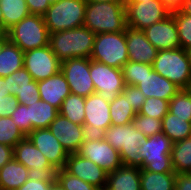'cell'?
Returning <instances> with one entry per match:
<instances>
[{
	"label": "cell",
	"mask_w": 191,
	"mask_h": 190,
	"mask_svg": "<svg viewBox=\"0 0 191 190\" xmlns=\"http://www.w3.org/2000/svg\"><path fill=\"white\" fill-rule=\"evenodd\" d=\"M95 34L86 26L50 33L49 45L62 62L72 58H90Z\"/></svg>",
	"instance_id": "cell-1"
},
{
	"label": "cell",
	"mask_w": 191,
	"mask_h": 190,
	"mask_svg": "<svg viewBox=\"0 0 191 190\" xmlns=\"http://www.w3.org/2000/svg\"><path fill=\"white\" fill-rule=\"evenodd\" d=\"M84 26L94 34L125 31L127 28L125 6L110 1L87 2Z\"/></svg>",
	"instance_id": "cell-2"
},
{
	"label": "cell",
	"mask_w": 191,
	"mask_h": 190,
	"mask_svg": "<svg viewBox=\"0 0 191 190\" xmlns=\"http://www.w3.org/2000/svg\"><path fill=\"white\" fill-rule=\"evenodd\" d=\"M102 136L114 149L119 151L122 165L133 167L142 165L140 146L147 136L138 131L131 123L111 125Z\"/></svg>",
	"instance_id": "cell-3"
},
{
	"label": "cell",
	"mask_w": 191,
	"mask_h": 190,
	"mask_svg": "<svg viewBox=\"0 0 191 190\" xmlns=\"http://www.w3.org/2000/svg\"><path fill=\"white\" fill-rule=\"evenodd\" d=\"M153 70L167 78L180 89L191 85V64L183 48L159 50L152 64Z\"/></svg>",
	"instance_id": "cell-4"
},
{
	"label": "cell",
	"mask_w": 191,
	"mask_h": 190,
	"mask_svg": "<svg viewBox=\"0 0 191 190\" xmlns=\"http://www.w3.org/2000/svg\"><path fill=\"white\" fill-rule=\"evenodd\" d=\"M7 34L23 52L49 45L50 33L42 15L30 14L10 28Z\"/></svg>",
	"instance_id": "cell-5"
},
{
	"label": "cell",
	"mask_w": 191,
	"mask_h": 190,
	"mask_svg": "<svg viewBox=\"0 0 191 190\" xmlns=\"http://www.w3.org/2000/svg\"><path fill=\"white\" fill-rule=\"evenodd\" d=\"M86 0H57L43 15L49 33L84 25Z\"/></svg>",
	"instance_id": "cell-6"
},
{
	"label": "cell",
	"mask_w": 191,
	"mask_h": 190,
	"mask_svg": "<svg viewBox=\"0 0 191 190\" xmlns=\"http://www.w3.org/2000/svg\"><path fill=\"white\" fill-rule=\"evenodd\" d=\"M172 146L173 142L162 131L147 137L140 146L143 163L139 168L156 173L174 172L171 160Z\"/></svg>",
	"instance_id": "cell-7"
},
{
	"label": "cell",
	"mask_w": 191,
	"mask_h": 190,
	"mask_svg": "<svg viewBox=\"0 0 191 190\" xmlns=\"http://www.w3.org/2000/svg\"><path fill=\"white\" fill-rule=\"evenodd\" d=\"M90 59L121 69L129 61L125 31L95 34Z\"/></svg>",
	"instance_id": "cell-8"
},
{
	"label": "cell",
	"mask_w": 191,
	"mask_h": 190,
	"mask_svg": "<svg viewBox=\"0 0 191 190\" xmlns=\"http://www.w3.org/2000/svg\"><path fill=\"white\" fill-rule=\"evenodd\" d=\"M13 157L29 169V179L56 182L57 170L27 136L14 146Z\"/></svg>",
	"instance_id": "cell-9"
},
{
	"label": "cell",
	"mask_w": 191,
	"mask_h": 190,
	"mask_svg": "<svg viewBox=\"0 0 191 190\" xmlns=\"http://www.w3.org/2000/svg\"><path fill=\"white\" fill-rule=\"evenodd\" d=\"M77 153L91 160L107 173L122 166L119 151L114 149L102 135H88Z\"/></svg>",
	"instance_id": "cell-10"
},
{
	"label": "cell",
	"mask_w": 191,
	"mask_h": 190,
	"mask_svg": "<svg viewBox=\"0 0 191 190\" xmlns=\"http://www.w3.org/2000/svg\"><path fill=\"white\" fill-rule=\"evenodd\" d=\"M90 77L95 92L99 93L107 102H111L116 95L125 88L122 70L90 59Z\"/></svg>",
	"instance_id": "cell-11"
},
{
	"label": "cell",
	"mask_w": 191,
	"mask_h": 190,
	"mask_svg": "<svg viewBox=\"0 0 191 190\" xmlns=\"http://www.w3.org/2000/svg\"><path fill=\"white\" fill-rule=\"evenodd\" d=\"M125 12L127 26L139 30H144L171 14L161 0L126 2Z\"/></svg>",
	"instance_id": "cell-12"
},
{
	"label": "cell",
	"mask_w": 191,
	"mask_h": 190,
	"mask_svg": "<svg viewBox=\"0 0 191 190\" xmlns=\"http://www.w3.org/2000/svg\"><path fill=\"white\" fill-rule=\"evenodd\" d=\"M23 67L33 80H45L61 70V61L51 50L50 45L24 52Z\"/></svg>",
	"instance_id": "cell-13"
},
{
	"label": "cell",
	"mask_w": 191,
	"mask_h": 190,
	"mask_svg": "<svg viewBox=\"0 0 191 190\" xmlns=\"http://www.w3.org/2000/svg\"><path fill=\"white\" fill-rule=\"evenodd\" d=\"M69 84L70 93L88 97L95 93L90 77V58H72L61 62L60 70Z\"/></svg>",
	"instance_id": "cell-14"
},
{
	"label": "cell",
	"mask_w": 191,
	"mask_h": 190,
	"mask_svg": "<svg viewBox=\"0 0 191 190\" xmlns=\"http://www.w3.org/2000/svg\"><path fill=\"white\" fill-rule=\"evenodd\" d=\"M109 105L96 92L85 98L84 127L88 135H102L112 125Z\"/></svg>",
	"instance_id": "cell-15"
},
{
	"label": "cell",
	"mask_w": 191,
	"mask_h": 190,
	"mask_svg": "<svg viewBox=\"0 0 191 190\" xmlns=\"http://www.w3.org/2000/svg\"><path fill=\"white\" fill-rule=\"evenodd\" d=\"M49 130L68 154L77 153L88 136L84 125L73 123L60 113L49 125Z\"/></svg>",
	"instance_id": "cell-16"
},
{
	"label": "cell",
	"mask_w": 191,
	"mask_h": 190,
	"mask_svg": "<svg viewBox=\"0 0 191 190\" xmlns=\"http://www.w3.org/2000/svg\"><path fill=\"white\" fill-rule=\"evenodd\" d=\"M27 137L56 170L64 168L69 154L49 128L34 129Z\"/></svg>",
	"instance_id": "cell-17"
},
{
	"label": "cell",
	"mask_w": 191,
	"mask_h": 190,
	"mask_svg": "<svg viewBox=\"0 0 191 190\" xmlns=\"http://www.w3.org/2000/svg\"><path fill=\"white\" fill-rule=\"evenodd\" d=\"M63 169L98 189H105L106 187L107 172L78 153L68 155Z\"/></svg>",
	"instance_id": "cell-18"
},
{
	"label": "cell",
	"mask_w": 191,
	"mask_h": 190,
	"mask_svg": "<svg viewBox=\"0 0 191 190\" xmlns=\"http://www.w3.org/2000/svg\"><path fill=\"white\" fill-rule=\"evenodd\" d=\"M147 40L159 51L180 48L178 29L172 13L143 30Z\"/></svg>",
	"instance_id": "cell-19"
},
{
	"label": "cell",
	"mask_w": 191,
	"mask_h": 190,
	"mask_svg": "<svg viewBox=\"0 0 191 190\" xmlns=\"http://www.w3.org/2000/svg\"><path fill=\"white\" fill-rule=\"evenodd\" d=\"M146 98L170 99L180 90L178 86L153 70V66L144 63V76L136 86Z\"/></svg>",
	"instance_id": "cell-20"
},
{
	"label": "cell",
	"mask_w": 191,
	"mask_h": 190,
	"mask_svg": "<svg viewBox=\"0 0 191 190\" xmlns=\"http://www.w3.org/2000/svg\"><path fill=\"white\" fill-rule=\"evenodd\" d=\"M125 37L129 61L152 65L158 50L147 40L143 30L127 26Z\"/></svg>",
	"instance_id": "cell-21"
},
{
	"label": "cell",
	"mask_w": 191,
	"mask_h": 190,
	"mask_svg": "<svg viewBox=\"0 0 191 190\" xmlns=\"http://www.w3.org/2000/svg\"><path fill=\"white\" fill-rule=\"evenodd\" d=\"M40 100L46 101L60 110L62 102L70 94L69 84L64 74H57L38 82Z\"/></svg>",
	"instance_id": "cell-22"
},
{
	"label": "cell",
	"mask_w": 191,
	"mask_h": 190,
	"mask_svg": "<svg viewBox=\"0 0 191 190\" xmlns=\"http://www.w3.org/2000/svg\"><path fill=\"white\" fill-rule=\"evenodd\" d=\"M106 190H141L140 168L124 166L107 173Z\"/></svg>",
	"instance_id": "cell-23"
},
{
	"label": "cell",
	"mask_w": 191,
	"mask_h": 190,
	"mask_svg": "<svg viewBox=\"0 0 191 190\" xmlns=\"http://www.w3.org/2000/svg\"><path fill=\"white\" fill-rule=\"evenodd\" d=\"M29 169L14 157L0 168V190H17L28 178Z\"/></svg>",
	"instance_id": "cell-24"
},
{
	"label": "cell",
	"mask_w": 191,
	"mask_h": 190,
	"mask_svg": "<svg viewBox=\"0 0 191 190\" xmlns=\"http://www.w3.org/2000/svg\"><path fill=\"white\" fill-rule=\"evenodd\" d=\"M109 106L112 125L129 124L137 114L128 101V85H125L121 94L115 96Z\"/></svg>",
	"instance_id": "cell-25"
},
{
	"label": "cell",
	"mask_w": 191,
	"mask_h": 190,
	"mask_svg": "<svg viewBox=\"0 0 191 190\" xmlns=\"http://www.w3.org/2000/svg\"><path fill=\"white\" fill-rule=\"evenodd\" d=\"M58 114L59 110L46 101L39 100L27 106L28 121L33 129L49 128Z\"/></svg>",
	"instance_id": "cell-26"
},
{
	"label": "cell",
	"mask_w": 191,
	"mask_h": 190,
	"mask_svg": "<svg viewBox=\"0 0 191 190\" xmlns=\"http://www.w3.org/2000/svg\"><path fill=\"white\" fill-rule=\"evenodd\" d=\"M24 52L10 40L0 51V77H6L23 67Z\"/></svg>",
	"instance_id": "cell-27"
},
{
	"label": "cell",
	"mask_w": 191,
	"mask_h": 190,
	"mask_svg": "<svg viewBox=\"0 0 191 190\" xmlns=\"http://www.w3.org/2000/svg\"><path fill=\"white\" fill-rule=\"evenodd\" d=\"M175 172L156 173L140 169L141 190H175Z\"/></svg>",
	"instance_id": "cell-28"
},
{
	"label": "cell",
	"mask_w": 191,
	"mask_h": 190,
	"mask_svg": "<svg viewBox=\"0 0 191 190\" xmlns=\"http://www.w3.org/2000/svg\"><path fill=\"white\" fill-rule=\"evenodd\" d=\"M3 13L4 33L30 15L26 0H0Z\"/></svg>",
	"instance_id": "cell-29"
},
{
	"label": "cell",
	"mask_w": 191,
	"mask_h": 190,
	"mask_svg": "<svg viewBox=\"0 0 191 190\" xmlns=\"http://www.w3.org/2000/svg\"><path fill=\"white\" fill-rule=\"evenodd\" d=\"M162 132L174 143L191 137V122L168 112L162 119Z\"/></svg>",
	"instance_id": "cell-30"
},
{
	"label": "cell",
	"mask_w": 191,
	"mask_h": 190,
	"mask_svg": "<svg viewBox=\"0 0 191 190\" xmlns=\"http://www.w3.org/2000/svg\"><path fill=\"white\" fill-rule=\"evenodd\" d=\"M171 160L175 173H191V137L173 143Z\"/></svg>",
	"instance_id": "cell-31"
},
{
	"label": "cell",
	"mask_w": 191,
	"mask_h": 190,
	"mask_svg": "<svg viewBox=\"0 0 191 190\" xmlns=\"http://www.w3.org/2000/svg\"><path fill=\"white\" fill-rule=\"evenodd\" d=\"M85 97L70 93L62 102L59 113L71 122L84 125Z\"/></svg>",
	"instance_id": "cell-32"
},
{
	"label": "cell",
	"mask_w": 191,
	"mask_h": 190,
	"mask_svg": "<svg viewBox=\"0 0 191 190\" xmlns=\"http://www.w3.org/2000/svg\"><path fill=\"white\" fill-rule=\"evenodd\" d=\"M169 112L180 118H187L191 122V92L180 89L169 101Z\"/></svg>",
	"instance_id": "cell-33"
},
{
	"label": "cell",
	"mask_w": 191,
	"mask_h": 190,
	"mask_svg": "<svg viewBox=\"0 0 191 190\" xmlns=\"http://www.w3.org/2000/svg\"><path fill=\"white\" fill-rule=\"evenodd\" d=\"M5 79H7L8 90L14 97L26 88L38 87V82L33 80L24 67L6 76Z\"/></svg>",
	"instance_id": "cell-34"
},
{
	"label": "cell",
	"mask_w": 191,
	"mask_h": 190,
	"mask_svg": "<svg viewBox=\"0 0 191 190\" xmlns=\"http://www.w3.org/2000/svg\"><path fill=\"white\" fill-rule=\"evenodd\" d=\"M26 135L16 126L11 116L0 117V143L13 147Z\"/></svg>",
	"instance_id": "cell-35"
},
{
	"label": "cell",
	"mask_w": 191,
	"mask_h": 190,
	"mask_svg": "<svg viewBox=\"0 0 191 190\" xmlns=\"http://www.w3.org/2000/svg\"><path fill=\"white\" fill-rule=\"evenodd\" d=\"M172 16L177 25L180 47L185 50L191 49V15L175 11Z\"/></svg>",
	"instance_id": "cell-36"
},
{
	"label": "cell",
	"mask_w": 191,
	"mask_h": 190,
	"mask_svg": "<svg viewBox=\"0 0 191 190\" xmlns=\"http://www.w3.org/2000/svg\"><path fill=\"white\" fill-rule=\"evenodd\" d=\"M169 112V101L160 98H146L142 108L138 112L141 115L150 116L156 119H163Z\"/></svg>",
	"instance_id": "cell-37"
},
{
	"label": "cell",
	"mask_w": 191,
	"mask_h": 190,
	"mask_svg": "<svg viewBox=\"0 0 191 190\" xmlns=\"http://www.w3.org/2000/svg\"><path fill=\"white\" fill-rule=\"evenodd\" d=\"M131 124L147 137L154 136L162 131V120L139 113L133 118Z\"/></svg>",
	"instance_id": "cell-38"
},
{
	"label": "cell",
	"mask_w": 191,
	"mask_h": 190,
	"mask_svg": "<svg viewBox=\"0 0 191 190\" xmlns=\"http://www.w3.org/2000/svg\"><path fill=\"white\" fill-rule=\"evenodd\" d=\"M56 181L65 190H99L97 187L69 174L63 168L56 171Z\"/></svg>",
	"instance_id": "cell-39"
},
{
	"label": "cell",
	"mask_w": 191,
	"mask_h": 190,
	"mask_svg": "<svg viewBox=\"0 0 191 190\" xmlns=\"http://www.w3.org/2000/svg\"><path fill=\"white\" fill-rule=\"evenodd\" d=\"M121 70L125 85L137 86L144 76V63L128 61Z\"/></svg>",
	"instance_id": "cell-40"
},
{
	"label": "cell",
	"mask_w": 191,
	"mask_h": 190,
	"mask_svg": "<svg viewBox=\"0 0 191 190\" xmlns=\"http://www.w3.org/2000/svg\"><path fill=\"white\" fill-rule=\"evenodd\" d=\"M11 118L26 136L34 130L30 121H28L27 106L19 103Z\"/></svg>",
	"instance_id": "cell-41"
},
{
	"label": "cell",
	"mask_w": 191,
	"mask_h": 190,
	"mask_svg": "<svg viewBox=\"0 0 191 190\" xmlns=\"http://www.w3.org/2000/svg\"><path fill=\"white\" fill-rule=\"evenodd\" d=\"M146 96L136 86L128 85V101L136 113L140 111Z\"/></svg>",
	"instance_id": "cell-42"
},
{
	"label": "cell",
	"mask_w": 191,
	"mask_h": 190,
	"mask_svg": "<svg viewBox=\"0 0 191 190\" xmlns=\"http://www.w3.org/2000/svg\"><path fill=\"white\" fill-rule=\"evenodd\" d=\"M19 102L13 95L0 98V117H9L17 109Z\"/></svg>",
	"instance_id": "cell-43"
},
{
	"label": "cell",
	"mask_w": 191,
	"mask_h": 190,
	"mask_svg": "<svg viewBox=\"0 0 191 190\" xmlns=\"http://www.w3.org/2000/svg\"><path fill=\"white\" fill-rule=\"evenodd\" d=\"M15 97L20 104L30 106L33 102H38L40 100L39 89L38 87L26 88L19 92Z\"/></svg>",
	"instance_id": "cell-44"
},
{
	"label": "cell",
	"mask_w": 191,
	"mask_h": 190,
	"mask_svg": "<svg viewBox=\"0 0 191 190\" xmlns=\"http://www.w3.org/2000/svg\"><path fill=\"white\" fill-rule=\"evenodd\" d=\"M57 0H26L30 14L44 15L52 3Z\"/></svg>",
	"instance_id": "cell-45"
},
{
	"label": "cell",
	"mask_w": 191,
	"mask_h": 190,
	"mask_svg": "<svg viewBox=\"0 0 191 190\" xmlns=\"http://www.w3.org/2000/svg\"><path fill=\"white\" fill-rule=\"evenodd\" d=\"M55 182H42L40 180L28 179L22 186L17 190H50V187Z\"/></svg>",
	"instance_id": "cell-46"
},
{
	"label": "cell",
	"mask_w": 191,
	"mask_h": 190,
	"mask_svg": "<svg viewBox=\"0 0 191 190\" xmlns=\"http://www.w3.org/2000/svg\"><path fill=\"white\" fill-rule=\"evenodd\" d=\"M175 190H191V173H176Z\"/></svg>",
	"instance_id": "cell-47"
},
{
	"label": "cell",
	"mask_w": 191,
	"mask_h": 190,
	"mask_svg": "<svg viewBox=\"0 0 191 190\" xmlns=\"http://www.w3.org/2000/svg\"><path fill=\"white\" fill-rule=\"evenodd\" d=\"M13 158V147L0 143V168Z\"/></svg>",
	"instance_id": "cell-48"
},
{
	"label": "cell",
	"mask_w": 191,
	"mask_h": 190,
	"mask_svg": "<svg viewBox=\"0 0 191 190\" xmlns=\"http://www.w3.org/2000/svg\"><path fill=\"white\" fill-rule=\"evenodd\" d=\"M163 5L171 12L179 11L184 0H161Z\"/></svg>",
	"instance_id": "cell-49"
},
{
	"label": "cell",
	"mask_w": 191,
	"mask_h": 190,
	"mask_svg": "<svg viewBox=\"0 0 191 190\" xmlns=\"http://www.w3.org/2000/svg\"><path fill=\"white\" fill-rule=\"evenodd\" d=\"M11 95L8 86H7V79L5 77H0V98Z\"/></svg>",
	"instance_id": "cell-50"
},
{
	"label": "cell",
	"mask_w": 191,
	"mask_h": 190,
	"mask_svg": "<svg viewBox=\"0 0 191 190\" xmlns=\"http://www.w3.org/2000/svg\"><path fill=\"white\" fill-rule=\"evenodd\" d=\"M179 11L183 14L191 15V0H184Z\"/></svg>",
	"instance_id": "cell-51"
},
{
	"label": "cell",
	"mask_w": 191,
	"mask_h": 190,
	"mask_svg": "<svg viewBox=\"0 0 191 190\" xmlns=\"http://www.w3.org/2000/svg\"><path fill=\"white\" fill-rule=\"evenodd\" d=\"M9 40L7 33H2L0 35V51L2 50L4 44Z\"/></svg>",
	"instance_id": "cell-52"
},
{
	"label": "cell",
	"mask_w": 191,
	"mask_h": 190,
	"mask_svg": "<svg viewBox=\"0 0 191 190\" xmlns=\"http://www.w3.org/2000/svg\"><path fill=\"white\" fill-rule=\"evenodd\" d=\"M99 1H110V2H116V3H120L123 4L125 6L127 0H86V2H99Z\"/></svg>",
	"instance_id": "cell-53"
},
{
	"label": "cell",
	"mask_w": 191,
	"mask_h": 190,
	"mask_svg": "<svg viewBox=\"0 0 191 190\" xmlns=\"http://www.w3.org/2000/svg\"><path fill=\"white\" fill-rule=\"evenodd\" d=\"M50 190H65L57 181L50 187Z\"/></svg>",
	"instance_id": "cell-54"
},
{
	"label": "cell",
	"mask_w": 191,
	"mask_h": 190,
	"mask_svg": "<svg viewBox=\"0 0 191 190\" xmlns=\"http://www.w3.org/2000/svg\"><path fill=\"white\" fill-rule=\"evenodd\" d=\"M0 30L4 33V21H3V13L0 9Z\"/></svg>",
	"instance_id": "cell-55"
},
{
	"label": "cell",
	"mask_w": 191,
	"mask_h": 190,
	"mask_svg": "<svg viewBox=\"0 0 191 190\" xmlns=\"http://www.w3.org/2000/svg\"><path fill=\"white\" fill-rule=\"evenodd\" d=\"M143 1H152V0H127V2H143Z\"/></svg>",
	"instance_id": "cell-56"
},
{
	"label": "cell",
	"mask_w": 191,
	"mask_h": 190,
	"mask_svg": "<svg viewBox=\"0 0 191 190\" xmlns=\"http://www.w3.org/2000/svg\"><path fill=\"white\" fill-rule=\"evenodd\" d=\"M191 64V49L186 50Z\"/></svg>",
	"instance_id": "cell-57"
}]
</instances>
